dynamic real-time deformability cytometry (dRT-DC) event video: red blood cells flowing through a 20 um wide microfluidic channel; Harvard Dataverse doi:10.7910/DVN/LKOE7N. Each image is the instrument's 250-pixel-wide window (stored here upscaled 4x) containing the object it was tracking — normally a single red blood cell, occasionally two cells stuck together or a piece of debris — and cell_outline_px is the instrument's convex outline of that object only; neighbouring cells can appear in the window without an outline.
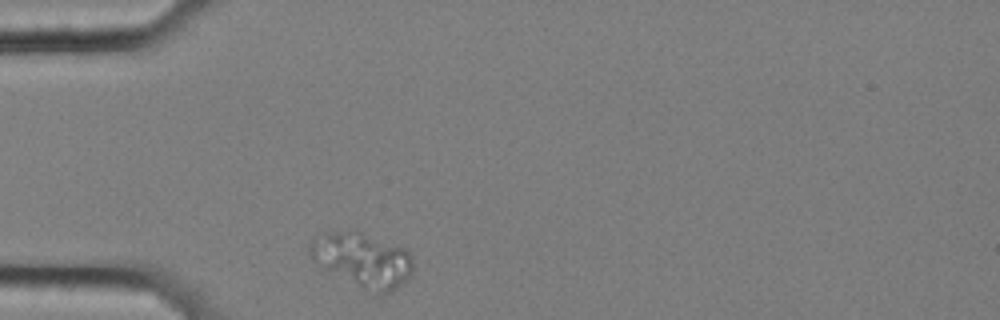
{"species": "common noctule bat (a hibernating species)", "species_latin": "Nyctalus noctula", "temperature_condition": "cold", "stored_images_in_passage": 35, "camera_frame_rate_fps": 3000, "um_per_image_px": 0.085, "animal": {"sex": "female", "body_mass_g": 25.1}, "frame": {"image": 1, "passage_image": 1, "time_ms": 0.0, "image_size_px": [1000, 320], "cell_outline_px": [[412, 272], [396, 288], [380, 296], [376, 296], [312, 260], [308, 252], [308, 244], [312, 240], [324, 232], [356, 228], [404, 248], [412, 256]], "centroid_in_image_um": [30.81, 22.04], "position_along_channel_um": 54.2, "area_um2": 32.89}}
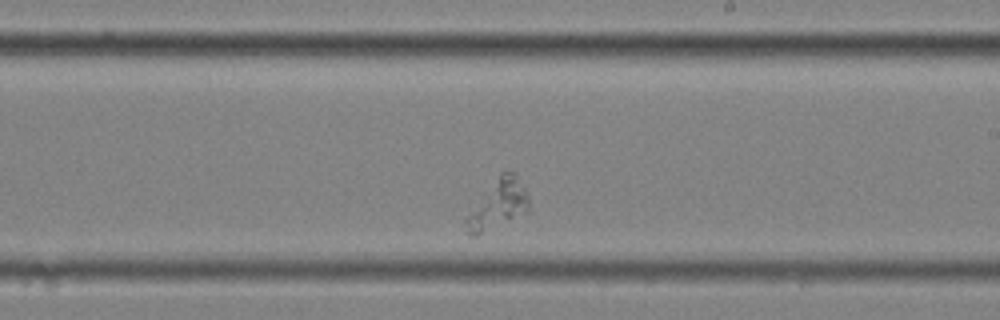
{"frame": {"image": 2, "passage_image": 20, "time_ms": 6.333, "image_size_px": [1000, 320], "cell_outline_px": [[532, 212], [476, 236], [468, 236], [464, 232], [464, 220], [500, 172], [516, 172], [528, 196]], "centroid_in_image_um": [42.37, 17.44], "position_along_channel_um": 246.6, "area_um2": 18.32}}
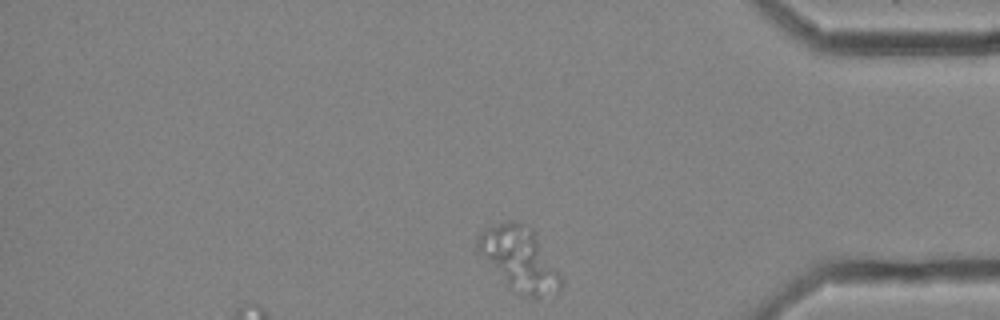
{"frame": {"image": 3, "passage_image": 35, "time_ms": 11.333, "image_size_px": [1000, 320], "cell_outline_px": [[564, 284], [560, 292], [556, 296], [524, 296], [508, 288], [476, 252], [476, 240], [480, 232], [484, 228], [508, 220], [512, 220], [532, 228], [564, 280]], "centroid_in_image_um": [44.14, 22.05], "position_along_channel_um": 391.1, "area_um2": 31.67}}